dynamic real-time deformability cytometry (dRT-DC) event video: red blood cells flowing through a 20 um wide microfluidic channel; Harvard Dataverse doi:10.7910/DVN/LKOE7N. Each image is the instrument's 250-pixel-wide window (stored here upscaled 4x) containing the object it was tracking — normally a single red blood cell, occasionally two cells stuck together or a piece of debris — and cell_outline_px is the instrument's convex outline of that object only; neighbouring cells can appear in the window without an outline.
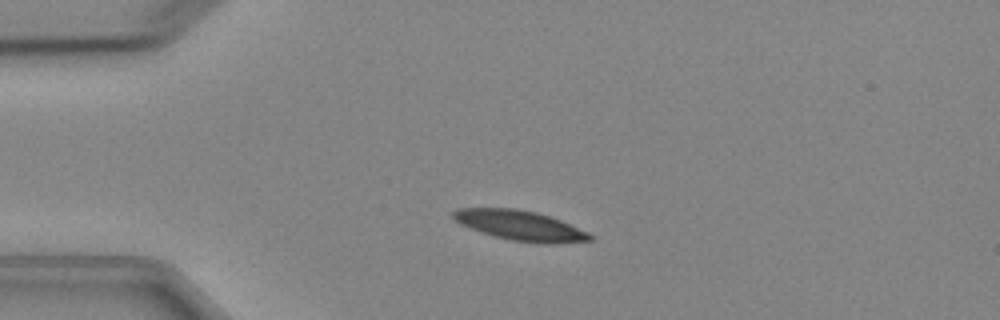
{"species": "Egyptian fruit bat (a non-hibernating species)", "species_latin": "Rousettus aegyptiacus", "temperature_condition": "cold", "stored_images_in_passage": 5, "camera_frame_rate_fps": 3000, "um_per_image_px": 0.085, "animal": {"sex": "female"}, "frame": {"image": 1, "passage_image": 2, "time_ms": 1.0, "image_size_px": [1000, 320], "cell_outline_px": [[592, 240], [556, 244], [544, 244], [512, 240], [496, 236], [460, 224], [452, 216], [452, 212], [456, 208], [516, 208], [536, 212], [560, 220], [588, 232], [592, 236]], "centroid_in_image_um": [44.23, 19.16], "position_along_channel_um": 40.8, "area_um2": 23.58}}